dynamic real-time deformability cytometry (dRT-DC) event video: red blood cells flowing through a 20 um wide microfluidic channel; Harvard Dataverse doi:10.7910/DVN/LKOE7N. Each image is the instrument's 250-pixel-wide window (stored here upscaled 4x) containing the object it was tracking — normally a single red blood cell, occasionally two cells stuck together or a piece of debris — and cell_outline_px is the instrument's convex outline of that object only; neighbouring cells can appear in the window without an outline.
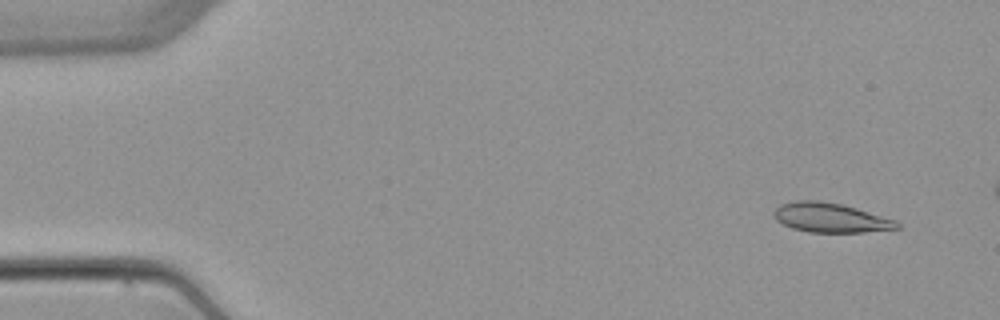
{"species": "common noctule bat (a hibernating species)", "species_latin": "Nyctalus noctula", "temperature_condition": "warm", "stored_images_in_passage": 5, "camera_frame_rate_fps": 3000, "um_per_image_px": 0.085, "animal": {"sex": "female", "body_mass_g": 22.7, "forearm_length_mm": 54.2}, "frame": {"image": 1, "passage_image": 2, "time_ms": 1.0, "image_size_px": [1000, 320], "cell_outline_px": [[900, 228], [864, 232], [808, 232], [792, 228], [776, 220], [772, 212], [780, 204], [796, 200], [820, 200], [844, 204], [896, 220], [900, 224]], "centroid_in_image_um": [70.58, 18.49], "position_along_channel_um": 14.4, "area_um2": 21.27}}